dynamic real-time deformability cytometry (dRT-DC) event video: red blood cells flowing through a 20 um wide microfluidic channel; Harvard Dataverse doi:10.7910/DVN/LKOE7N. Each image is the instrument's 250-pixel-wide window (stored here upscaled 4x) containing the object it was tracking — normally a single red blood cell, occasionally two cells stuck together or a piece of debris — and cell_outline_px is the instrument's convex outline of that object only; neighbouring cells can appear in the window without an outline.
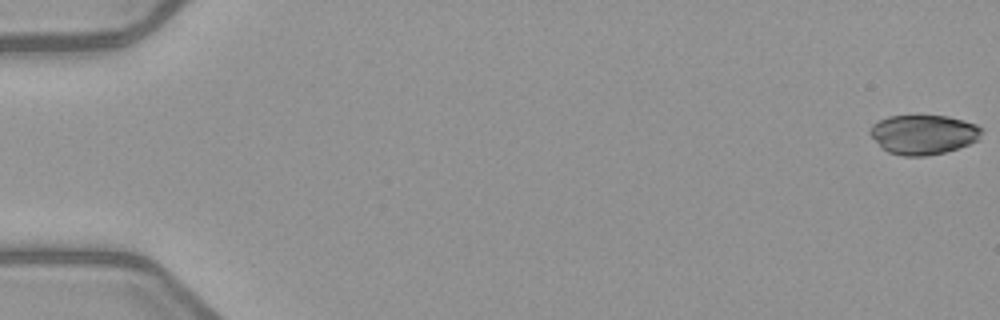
{"species": "common noctule bat (a hibernating species)", "species_latin": "Nyctalus noctula", "temperature_condition": "warm", "stored_images_in_passage": 7, "camera_frame_rate_fps": 3000, "um_per_image_px": 0.085, "animal": {"sex": "female", "body_mass_g": 21.9}, "frame": {"image": 1, "passage_image": 1, "time_ms": 0.0, "image_size_px": [1000, 320], "cell_outline_px": [[984, 128], [980, 140], [944, 152], [924, 156], [904, 156], [888, 152], [880, 148], [868, 132], [868, 128], [872, 124], [888, 116], [948, 116], [964, 120], [976, 124]], "centroid_in_image_um": [78.48, 11.43], "position_along_channel_um": 6.5, "area_um2": 25.95}}
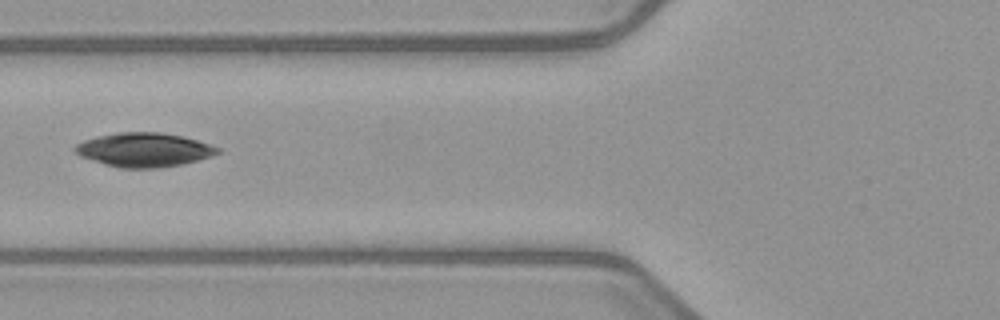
{"frame": {"image": 2, "passage_image": 7, "time_ms": 7.0, "image_size_px": [1000, 320], "cell_outline_px": [[220, 152], [212, 156], [184, 164], [160, 168], [120, 168], [104, 164], [80, 156], [72, 148], [76, 144], [84, 140], [96, 136], [120, 132], [160, 132], [184, 136], [220, 148]], "centroid_in_image_um": [12.24, 12.73], "position_along_channel_um": 113.6, "area_um2": 28.38}}